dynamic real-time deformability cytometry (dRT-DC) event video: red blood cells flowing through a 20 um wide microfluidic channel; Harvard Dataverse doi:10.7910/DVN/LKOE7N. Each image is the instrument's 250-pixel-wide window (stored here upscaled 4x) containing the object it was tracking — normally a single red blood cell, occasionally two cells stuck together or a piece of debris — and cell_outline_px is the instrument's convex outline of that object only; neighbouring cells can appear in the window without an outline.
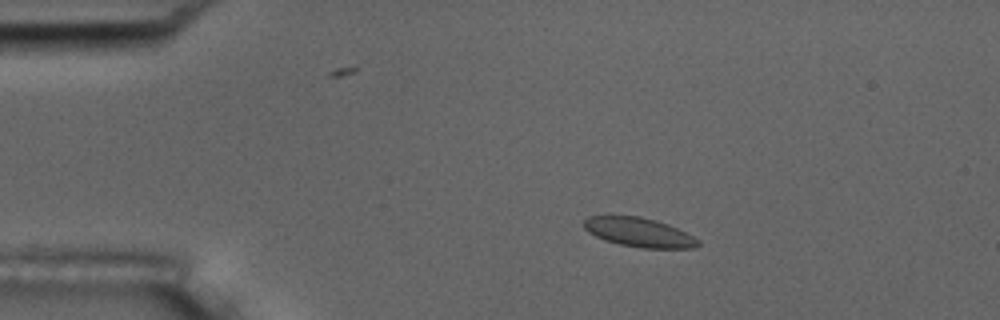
{"species": "common noctule bat (a hibernating species)", "species_latin": "Nyctalus noctula", "temperature_condition": "room temperature", "stored_images_in_passage": 3, "camera_frame_rate_fps": 3000, "um_per_image_px": 0.085, "animal": {"sex": "male", "body_mass_g": 17.5, "forearm_length_mm": 52.3}, "frame": {"image": 1, "passage_image": 2, "time_ms": 1.333, "image_size_px": [1000, 320], "cell_outline_px": [[700, 244], [692, 248], [640, 248], [620, 244], [604, 240], [588, 232], [584, 228], [584, 220], [588, 216], [640, 216], [656, 220], [668, 224], [700, 240]], "centroid_in_image_um": [54.3, 19.75], "position_along_channel_um": 30.7, "area_um2": 19.31}}